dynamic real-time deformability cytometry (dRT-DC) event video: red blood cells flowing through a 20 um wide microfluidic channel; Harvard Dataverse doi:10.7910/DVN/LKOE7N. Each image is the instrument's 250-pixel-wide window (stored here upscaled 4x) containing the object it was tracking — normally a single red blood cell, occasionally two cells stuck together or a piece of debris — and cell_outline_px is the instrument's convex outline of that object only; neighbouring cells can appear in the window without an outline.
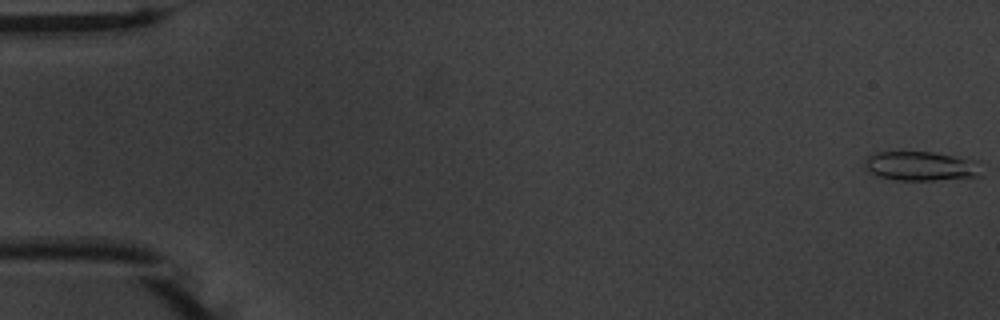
{"species": "common noctule bat (a hibernating species)", "species_latin": "Nyctalus noctula", "temperature_condition": "warm", "stored_images_in_passage": 54, "camera_frame_rate_fps": 3000, "um_per_image_px": 0.085, "animal": {"sex": "male", "body_mass_g": 20.1, "forearm_length_mm": 53.5}, "frame": {"image": 1, "passage_image": 1, "time_ms": 0.0, "image_size_px": [1000, 320], "cell_outline_px": [[984, 176], [936, 180], [900, 180], [880, 176], [872, 172], [864, 164], [864, 160], [868, 156], [876, 152], [936, 152], [980, 160]], "centroid_in_image_um": [78.43, 14.1], "position_along_channel_um": 6.6, "area_um2": 20.23}}
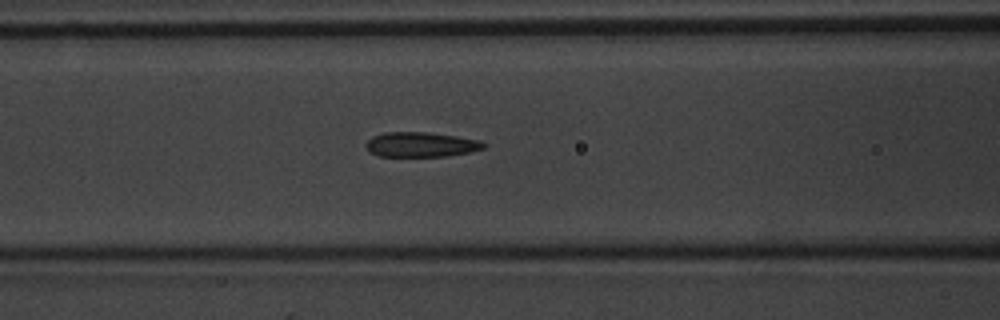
{"frame": {"image": 2, "passage_image": 23, "time_ms": 7.333, "image_size_px": [1000, 320], "cell_outline_px": [[488, 144], [484, 148], [468, 152], [448, 156], [380, 156], [368, 152], [364, 144], [372, 136], [384, 132], [428, 132], [456, 136], [480, 140]], "centroid_in_image_um": [35.76, 12.28], "position_along_channel_um": 130.8, "area_um2": 17.17}}
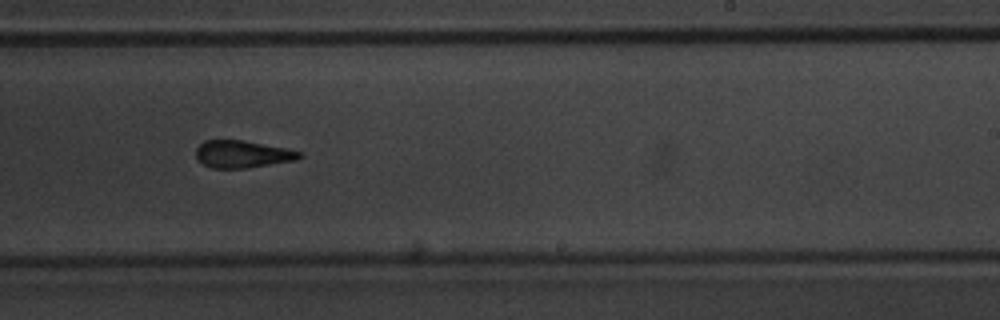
{"frame": {"image": 3, "passage_image": 34, "time_ms": 11.0, "image_size_px": [1000, 320], "cell_outline_px": [[304, 156], [296, 160], [244, 168], [212, 168], [204, 164], [196, 156], [196, 148], [204, 140], [244, 140], [304, 152]], "centroid_in_image_um": [20.63, 13.09], "position_along_channel_um": 268.4, "area_um2": 16.36}, "authors_computed_cell_mechanics": {"area_um2": 17.5423, "velocity_mm_per_s": 3.7503, "shape_relaxation_time_tau1_ms": 3.9245, "shape_relaxation_time_tau2_ms": 2.3484, "deformation_change_tau1": 0.1346, "deformation_change_tau2": 0.0957}}